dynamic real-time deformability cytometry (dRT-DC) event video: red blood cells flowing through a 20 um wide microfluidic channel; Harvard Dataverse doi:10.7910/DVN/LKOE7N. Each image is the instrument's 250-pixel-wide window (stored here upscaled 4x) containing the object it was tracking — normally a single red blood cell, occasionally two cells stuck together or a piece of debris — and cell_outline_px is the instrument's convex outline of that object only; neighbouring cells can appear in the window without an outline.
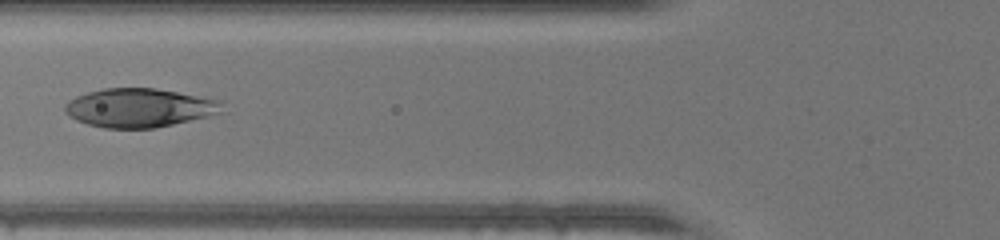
{"species": "human", "species_latin": "Homo sapiens", "temperature_condition": "warm", "stored_images_in_passage": 44, "camera_frame_rate_fps": 3000, "um_per_image_px": 0.085, "donor": {"sex": "male"}, "frame": {"image": 1, "passage_image": 17, "time_ms": 5.333, "image_size_px": [1000, 240], "cell_outline_px": [[224, 112], [208, 116], [156, 128], [104, 128], [88, 124], [76, 120], [68, 116], [64, 112], [64, 104], [68, 100], [76, 96], [88, 92], [104, 88], [156, 88], [224, 100]], "centroid_in_image_um": [11.87, 9.16], "position_along_channel_um": 113.9, "area_um2": 35.95}}
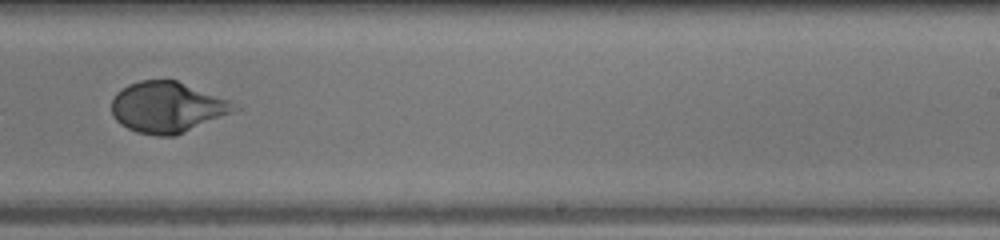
{"frame": {"image": 2, "passage_image": 28, "time_ms": 9.0, "image_size_px": [1000, 240], "cell_outline_px": [[240, 108], [232, 112], [176, 136], [156, 136], [136, 132], [120, 124], [112, 116], [112, 100], [116, 92], [128, 84], [140, 80], [176, 80], [228, 100]], "centroid_in_image_um": [14.17, 9.12], "position_along_channel_um": 274.8, "area_um2": 36.13}}
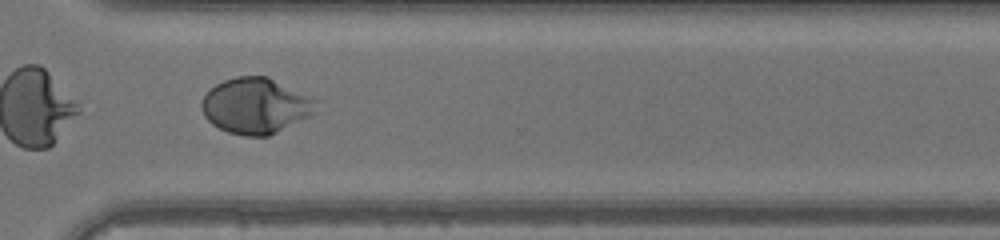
{"frame": {"image": 3, "passage_image": 33, "time_ms": 10.667, "image_size_px": [1000, 240], "cell_outline_px": [[320, 100], [316, 112], [268, 136], [244, 136], [228, 132], [212, 124], [204, 116], [200, 108], [200, 104], [204, 96], [216, 84], [224, 80], [236, 76], [268, 76]], "centroid_in_image_um": [21.75, 8.98], "position_along_channel_um": 348.9, "area_um2": 37.28}}